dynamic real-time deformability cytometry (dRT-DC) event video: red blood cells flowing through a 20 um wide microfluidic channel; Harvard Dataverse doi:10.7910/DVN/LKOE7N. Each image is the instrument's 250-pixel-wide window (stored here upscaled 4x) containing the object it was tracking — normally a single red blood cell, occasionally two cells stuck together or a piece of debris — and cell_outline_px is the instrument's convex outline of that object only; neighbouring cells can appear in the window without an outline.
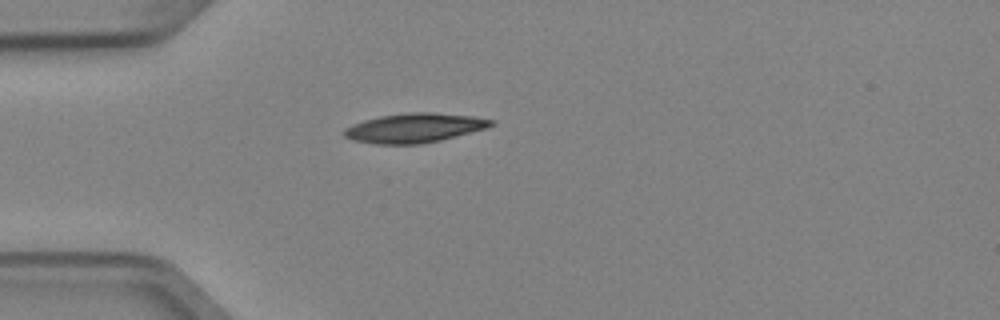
{"species": "Egyptian fruit bat (a non-hibernating species)", "species_latin": "Rousettus aegyptiacus", "temperature_condition": "cold", "stored_images_in_passage": 1, "camera_frame_rate_fps": 3000, "um_per_image_px": 0.085, "animal": {"sex": "female"}, "frame": {"image": 1, "passage_image": 1, "time_ms": 0.0, "image_size_px": [1000, 320], "cell_outline_px": [[496, 124], [488, 128], [440, 140], [420, 144], [376, 144], [352, 140], [344, 136], [340, 132], [344, 128], [352, 124], [364, 120], [380, 116], [408, 112], [432, 112], [472, 116], [496, 120]], "centroid_in_image_um": [35.22, 10.87], "position_along_channel_um": 49.8, "area_um2": 25.37}}